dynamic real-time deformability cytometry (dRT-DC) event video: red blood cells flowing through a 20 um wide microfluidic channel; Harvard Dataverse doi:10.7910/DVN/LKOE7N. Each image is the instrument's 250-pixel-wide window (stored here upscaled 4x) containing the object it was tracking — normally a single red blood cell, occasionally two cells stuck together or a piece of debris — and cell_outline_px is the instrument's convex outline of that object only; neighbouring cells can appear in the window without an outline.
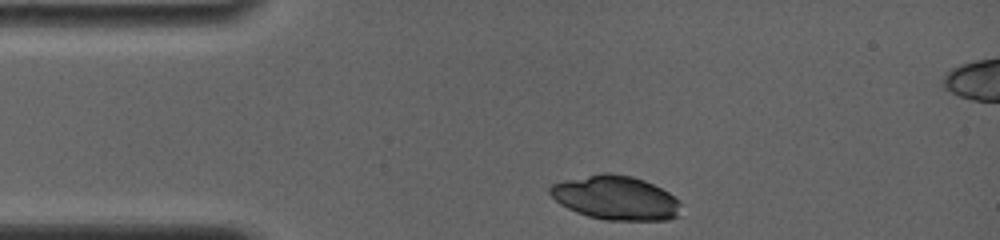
{"species": "common noctule bat (a hibernating species)", "species_latin": "Nyctalus noctula", "temperature_condition": "room temperature", "stored_images_in_passage": 3, "camera_frame_rate_fps": 4000, "um_per_image_px": 0.085, "animal": {"sex": "female", "body_mass_g": 19.0, "forearm_length_mm": 56.7}, "frame": {"image": 1, "passage_image": 1, "time_ms": 0.0, "image_size_px": [1000, 240], "cell_outline_px": [[680, 216], [668, 220], [604, 220], [588, 216], [576, 212], [560, 204], [548, 192], [548, 188], [552, 184], [564, 180], [600, 172], [608, 172], [632, 176], [644, 180], [668, 192], [680, 200]], "centroid_in_image_um": [52.34, 16.81], "position_along_channel_um": 32.7, "area_um2": 33.87}}